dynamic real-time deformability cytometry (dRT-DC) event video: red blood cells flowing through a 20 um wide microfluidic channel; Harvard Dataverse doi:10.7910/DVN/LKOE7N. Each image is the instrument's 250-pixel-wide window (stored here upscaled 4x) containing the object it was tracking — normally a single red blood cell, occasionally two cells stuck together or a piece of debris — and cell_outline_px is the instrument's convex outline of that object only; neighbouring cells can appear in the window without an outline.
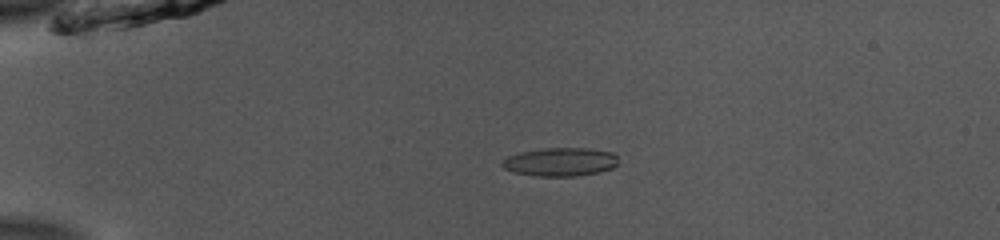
{"species": "common noctule bat (a hibernating species)", "species_latin": "Nyctalus noctula", "temperature_condition": "room temperature", "stored_images_in_passage": 41, "camera_frame_rate_fps": 3000, "um_per_image_px": 0.085, "animal": {"sex": "male", "body_mass_g": 13.0, "forearm_length_mm": 53.1}, "frame": {"image": 1, "passage_image": 1, "time_ms": 0.0, "image_size_px": [1000, 240], "cell_outline_px": [[616, 164], [612, 168], [600, 172], [576, 176], [536, 176], [516, 172], [504, 168], [500, 164], [508, 156], [520, 152], [544, 148], [588, 148], [612, 152], [616, 156]], "centroid_in_image_um": [47.63, 13.76], "position_along_channel_um": 37.4, "area_um2": 19.13}}
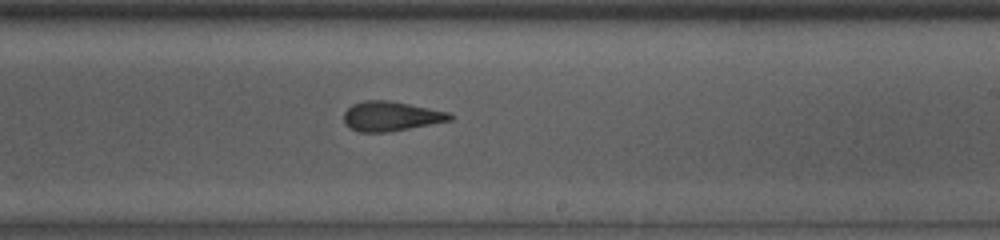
{"frame": {"image": 2, "passage_image": 21, "time_ms": 6.667, "image_size_px": [1000, 240], "cell_outline_px": [[452, 120], [388, 132], [360, 132], [348, 128], [344, 124], [344, 112], [352, 104], [364, 100], [388, 100], [448, 112], [452, 116]], "centroid_in_image_um": [33.17, 9.88], "position_along_channel_um": 255.8, "area_um2": 18.21}}
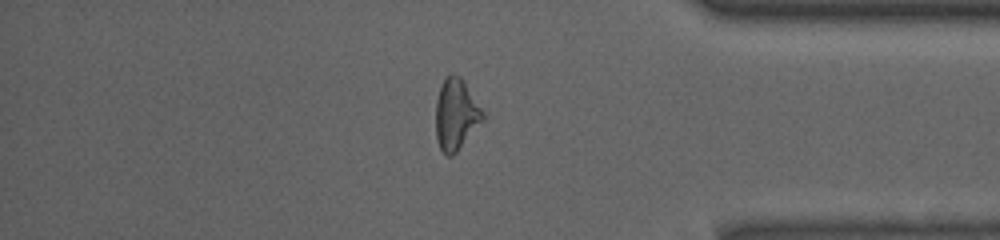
{"frame": {"image": 3, "passage_image": 33, "time_ms": 10.667, "image_size_px": [1000, 240], "cell_outline_px": [[484, 120], [456, 152], [452, 156], [448, 156], [440, 148], [436, 136], [436, 100], [440, 84], [452, 72], [460, 76], [464, 80], [484, 112]], "centroid_in_image_um": [38.76, 9.69], "position_along_channel_um": 396.4, "area_um2": 19.54}, "authors_computed_cell_mechanics": {"area_um2": 18.9006, "velocity_mm_per_s": 3.9213, "shape_relaxation_time_tau1_ms": 6.7433, "shape_relaxation_time_tau2_ms": 2.3001, "deformation_change_tau1": 0.1804, "deformation_change_tau2": 0.1194}}